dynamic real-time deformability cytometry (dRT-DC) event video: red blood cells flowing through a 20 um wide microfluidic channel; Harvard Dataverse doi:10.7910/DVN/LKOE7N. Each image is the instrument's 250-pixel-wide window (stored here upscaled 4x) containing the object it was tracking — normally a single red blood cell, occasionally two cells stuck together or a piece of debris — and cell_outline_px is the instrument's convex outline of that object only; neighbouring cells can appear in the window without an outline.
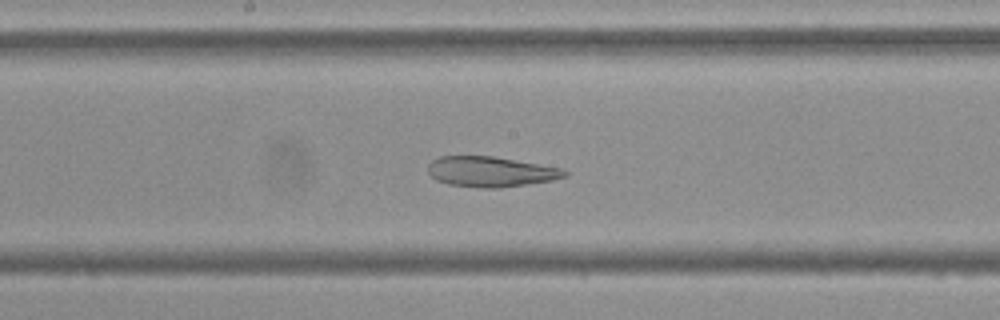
{"species": "Egyptian fruit bat (a non-hibernating species)", "species_latin": "Rousettus aegyptiacus", "temperature_condition": "cold", "stored_images_in_passage": 53, "camera_frame_rate_fps": 3000, "um_per_image_px": 0.085, "frame": {"image": 1, "passage_image": 27, "time_ms": 8.667, "image_size_px": [1000, 320], "cell_outline_px": [[568, 176], [552, 180], [500, 188], [484, 188], [448, 184], [436, 180], [428, 172], [428, 164], [432, 160], [440, 156], [492, 156], [564, 168], [568, 172]], "centroid_in_image_um": [41.73, 14.59], "position_along_channel_um": 206.5, "area_um2": 24.16}}
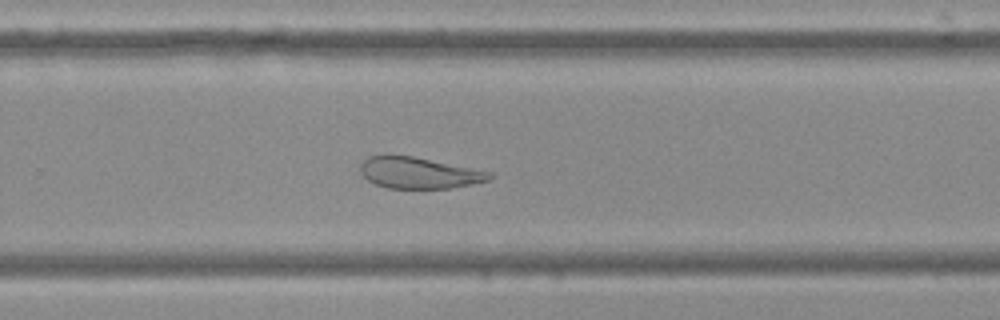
{"frame": {"image": 2, "passage_image": 34, "time_ms": 11.0, "image_size_px": [1000, 320], "cell_outline_px": [[496, 176], [488, 180], [472, 184], [452, 188], [388, 188], [376, 184], [368, 180], [360, 172], [360, 164], [368, 156], [412, 156], [492, 172]], "centroid_in_image_um": [35.64, 14.7], "position_along_channel_um": 294.2, "area_um2": 23.29}}
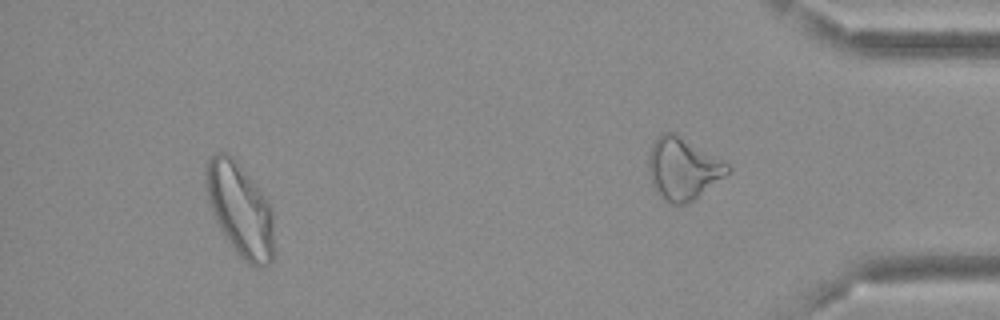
{"frame": {"image": 3, "passage_image": 49, "time_ms": 16.0, "image_size_px": [1000, 320], "cell_outline_px": [[272, 260], [264, 268], [256, 268], [248, 264], [236, 252], [224, 236], [208, 204], [204, 184], [204, 172], [208, 160], [216, 152], [228, 152], [236, 160], [256, 184], [268, 200], [272, 212]], "centroid_in_image_um": [20.37, 17.79], "position_along_channel_um": 414.8, "area_um2": 37.22}}